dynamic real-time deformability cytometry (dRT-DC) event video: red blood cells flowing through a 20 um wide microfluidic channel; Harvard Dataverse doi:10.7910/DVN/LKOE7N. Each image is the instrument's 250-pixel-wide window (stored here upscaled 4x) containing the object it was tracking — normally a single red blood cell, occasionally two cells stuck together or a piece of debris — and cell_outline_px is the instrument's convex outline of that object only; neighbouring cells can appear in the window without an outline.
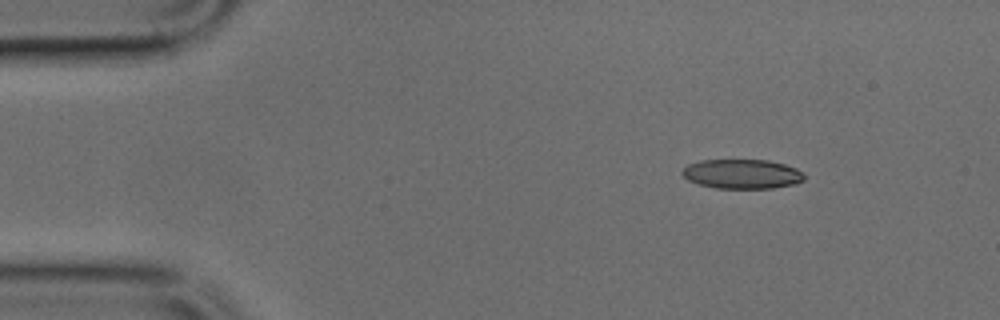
{"species": "common noctule bat (a hibernating species)", "species_latin": "Nyctalus noctula", "temperature_condition": "cold", "stored_images_in_passage": 4, "camera_frame_rate_fps": 3000, "um_per_image_px": 0.085, "animal": {"sex": "male", "body_mass_g": 17.9, "forearm_length_mm": 54.2}, "frame": {"image": 1, "passage_image": 2, "time_ms": 0.333, "image_size_px": [1000, 320], "cell_outline_px": [[804, 180], [796, 184], [772, 188], [716, 188], [700, 184], [688, 180], [680, 172], [688, 164], [700, 160], [768, 160], [784, 164], [796, 168], [804, 172]], "centroid_in_image_um": [63.1, 14.78], "position_along_channel_um": 21.9, "area_um2": 20.98}}